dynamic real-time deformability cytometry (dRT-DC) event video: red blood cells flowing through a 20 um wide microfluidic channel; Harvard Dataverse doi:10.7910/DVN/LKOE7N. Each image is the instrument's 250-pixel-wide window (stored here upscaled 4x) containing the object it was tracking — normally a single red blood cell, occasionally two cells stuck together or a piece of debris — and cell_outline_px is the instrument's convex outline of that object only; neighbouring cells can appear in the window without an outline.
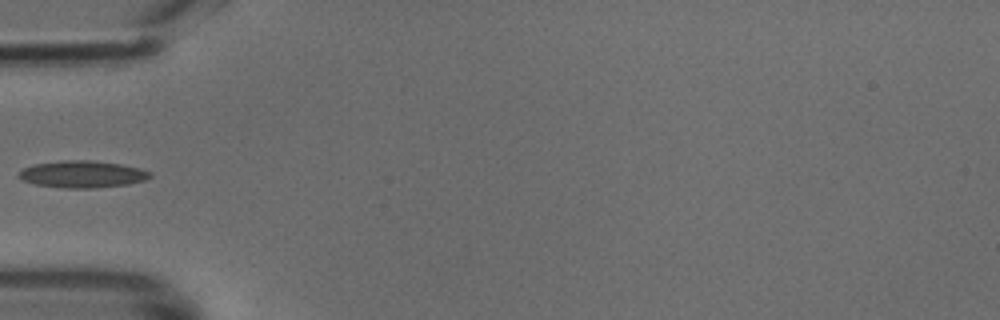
{"species": "common noctule bat (a hibernating species)", "species_latin": "Nyctalus noctula", "temperature_condition": "cold", "stored_images_in_passage": 9, "camera_frame_rate_fps": 3000, "um_per_image_px": 0.085, "animal": {"sex": "male", "body_mass_g": 18.8}, "frame": {"image": 1, "passage_image": 1, "time_ms": 0.0, "image_size_px": [1000, 320], "cell_outline_px": [[152, 176], [144, 180], [128, 184], [96, 188], [64, 188], [36, 184], [24, 180], [20, 176], [20, 172], [24, 168], [36, 164], [60, 160], [88, 160], [120, 164], [140, 168], [152, 172]], "centroid_in_image_um": [7.06, 14.81], "position_along_channel_um": 77.9, "area_um2": 20.4}}
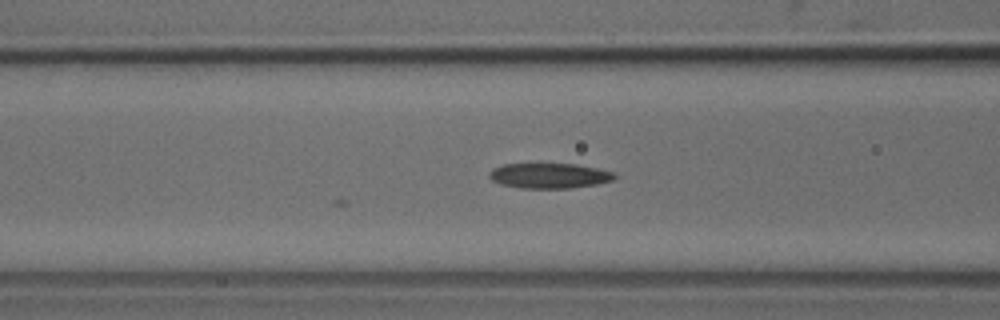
{"frame": {"image": 2, "passage_image": 4, "time_ms": 1.0, "image_size_px": [1000, 320], "cell_outline_px": [[616, 176], [612, 180], [596, 184], [572, 188], [520, 188], [500, 184], [492, 180], [488, 176], [488, 172], [492, 168], [504, 164], [540, 160], [576, 164], [616, 172]], "centroid_in_image_um": [46.63, 14.87], "position_along_channel_um": 120.0, "area_um2": 19.48}}